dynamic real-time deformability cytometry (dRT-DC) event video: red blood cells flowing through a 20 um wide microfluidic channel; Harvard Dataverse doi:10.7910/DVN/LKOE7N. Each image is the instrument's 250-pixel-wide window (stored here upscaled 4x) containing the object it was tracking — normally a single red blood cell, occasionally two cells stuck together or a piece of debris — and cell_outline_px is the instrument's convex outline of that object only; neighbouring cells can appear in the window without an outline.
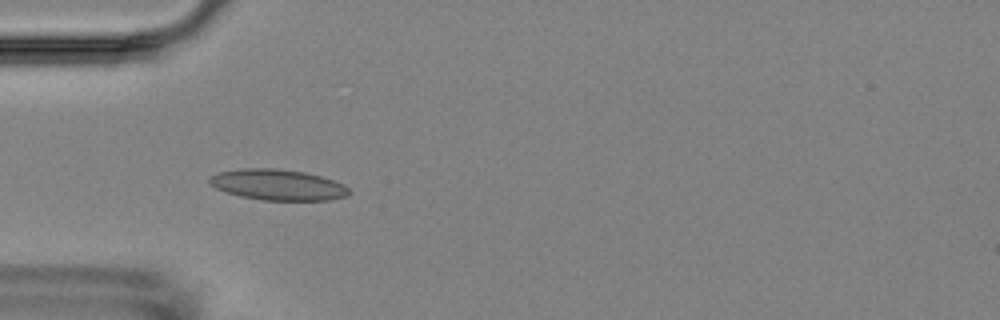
{"species": "Egyptian fruit bat (a non-hibernating species)", "species_latin": "Rousettus aegyptiacus", "temperature_condition": "room temperature", "stored_images_in_passage": 4, "camera_frame_rate_fps": 3000, "um_per_image_px": 0.085, "animal": {"sex": "female"}, "frame": {"image": 1, "passage_image": 3, "time_ms": 3.333, "image_size_px": [1000, 320], "cell_outline_px": [[352, 192], [348, 196], [328, 200], [260, 200], [240, 196], [224, 192], [208, 184], [208, 176], [216, 172], [240, 168], [276, 168], [304, 172], [320, 176], [344, 184]], "centroid_in_image_um": [23.56, 15.7], "position_along_channel_um": 61.4, "area_um2": 25.43}}